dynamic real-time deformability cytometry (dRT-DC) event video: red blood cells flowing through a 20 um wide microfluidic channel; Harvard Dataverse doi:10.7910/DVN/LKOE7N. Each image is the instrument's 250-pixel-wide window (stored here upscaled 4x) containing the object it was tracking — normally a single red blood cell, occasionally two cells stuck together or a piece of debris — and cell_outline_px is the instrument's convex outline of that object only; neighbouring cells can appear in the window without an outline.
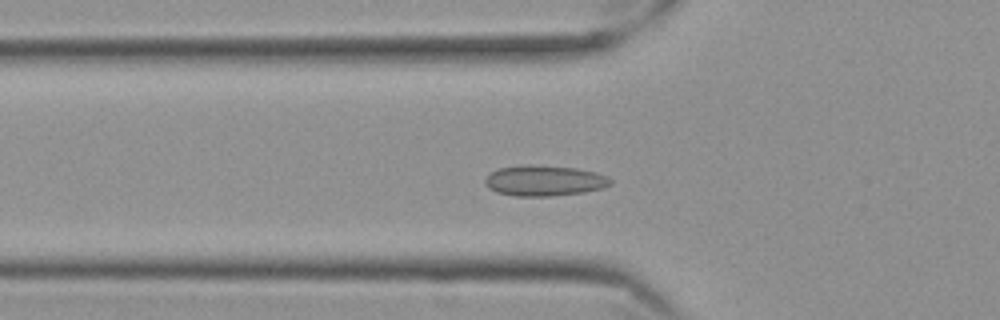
{"species": "Egyptian fruit bat (a non-hibernating species)", "species_latin": "Rousettus aegyptiacus", "temperature_condition": "cold", "stored_images_in_passage": 58, "camera_frame_rate_fps": 3000, "um_per_image_px": 0.085, "frame": {"image": 1, "passage_image": 20, "time_ms": 6.333, "image_size_px": [1000, 320], "cell_outline_px": [[612, 184], [604, 188], [584, 192], [548, 196], [516, 196], [496, 192], [488, 188], [484, 184], [484, 180], [492, 172], [500, 168], [520, 164], [528, 164], [576, 168], [596, 172], [608, 176], [612, 180]], "centroid_in_image_um": [46.28, 15.35], "position_along_channel_um": 79.5, "area_um2": 22.54}}
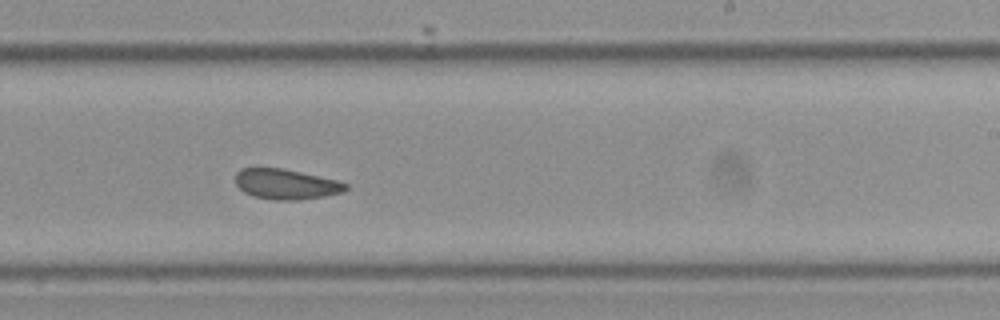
{"frame": {"image": 2, "passage_image": 36, "time_ms": 11.667, "image_size_px": [1000, 320], "cell_outline_px": [[348, 188], [340, 192], [324, 196], [296, 200], [272, 200], [252, 196], [244, 192], [236, 184], [236, 172], [240, 168], [280, 168], [300, 172], [336, 180], [348, 184]], "centroid_in_image_um": [24.27, 15.66], "position_along_channel_um": 264.7, "area_um2": 19.25}}
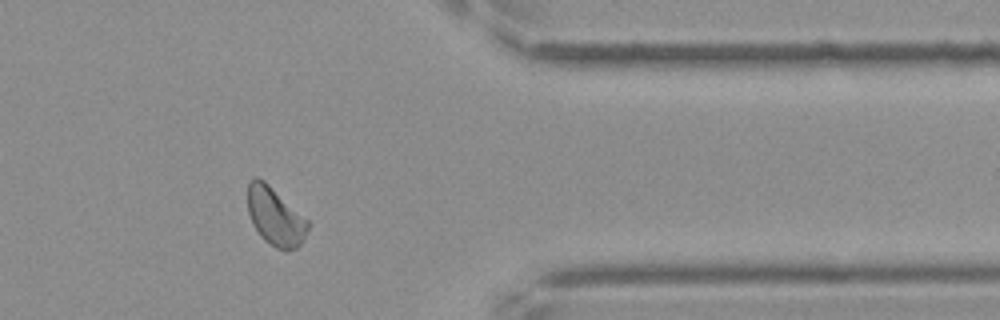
{"frame": {"image": 3, "passage_image": 48, "time_ms": 15.667, "image_size_px": [1000, 320], "cell_outline_px": [[312, 224], [304, 240], [296, 248], [284, 252], [276, 248], [264, 240], [260, 236], [252, 224], [248, 212], [248, 184], [256, 176], [264, 180], [308, 220]], "centroid_in_image_um": [23.42, 18.44], "position_along_channel_um": 388.0, "area_um2": 20.58}, "authors_computed_cell_mechanics": {"area_um2": 20.808, "velocity_mm_per_s": 3.4568, "shape_relaxation_time_tau1_ms": null, "shape_relaxation_time_tau2_ms": 1.0762, "deformation_change_tau1": null, "deformation_change_tau2": 0.0446}}